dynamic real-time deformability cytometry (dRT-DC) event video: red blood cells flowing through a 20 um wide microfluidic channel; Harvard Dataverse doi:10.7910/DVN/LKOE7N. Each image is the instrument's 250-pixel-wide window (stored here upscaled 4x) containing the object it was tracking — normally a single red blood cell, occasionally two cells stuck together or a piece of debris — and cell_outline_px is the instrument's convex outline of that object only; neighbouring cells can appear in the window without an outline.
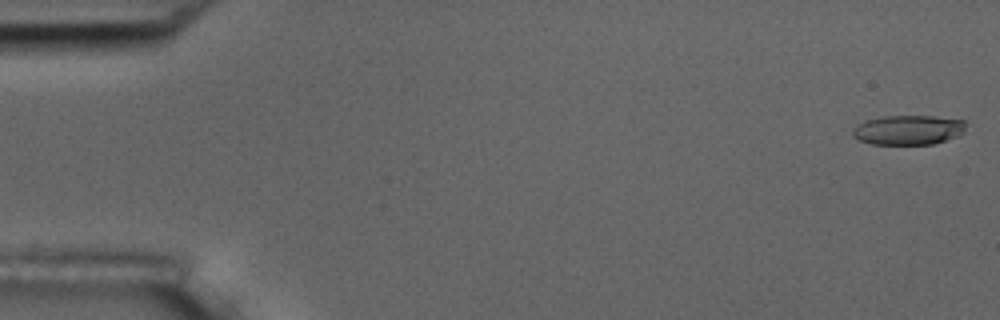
{"species": "common noctule bat (a hibernating species)", "species_latin": "Nyctalus noctula", "temperature_condition": "room temperature", "stored_images_in_passage": 8, "camera_frame_rate_fps": 3000, "um_per_image_px": 0.085, "animal": {"sex": "male", "body_mass_g": 17.5, "forearm_length_mm": 52.3}, "frame": {"image": 1, "passage_image": 1, "time_ms": 0.0, "image_size_px": [1000, 320], "cell_outline_px": [[964, 132], [956, 136], [932, 144], [872, 144], [860, 140], [852, 136], [852, 128], [864, 120], [884, 116], [932, 116], [964, 120]], "centroid_in_image_um": [77.15, 11.04], "position_along_channel_um": 7.9, "area_um2": 19.42}}